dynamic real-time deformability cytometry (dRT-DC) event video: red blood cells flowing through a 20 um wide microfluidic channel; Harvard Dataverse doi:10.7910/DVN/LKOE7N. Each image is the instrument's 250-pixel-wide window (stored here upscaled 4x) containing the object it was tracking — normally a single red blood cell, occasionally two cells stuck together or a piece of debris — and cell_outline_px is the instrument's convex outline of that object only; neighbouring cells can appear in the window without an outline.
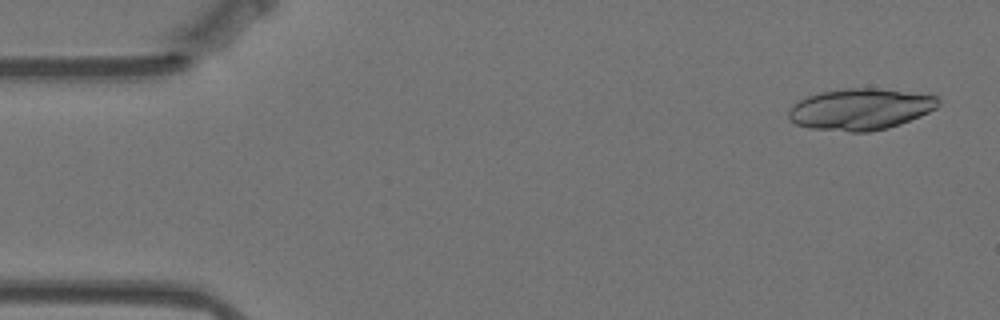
{"species": "Egyptian fruit bat (a non-hibernating species)", "species_latin": "Rousettus aegyptiacus", "temperature_condition": "warm", "stored_images_in_passage": 55, "segment_of_instrument_passage": [1, 2], "camera_frame_rate_fps": 3000, "um_per_image_px": 0.085, "animal": {"sex": "female"}, "frame": {"image": 1, "passage_image": 2, "time_ms": 0.333, "image_size_px": [1000, 320], "cell_outline_px": [[940, 104], [936, 108], [920, 116], [900, 124], [888, 128], [868, 132], [848, 132], [808, 128], [796, 124], [788, 120], [788, 108], [796, 100], [820, 92], [844, 88], [876, 88], [936, 96], [940, 100]], "centroid_in_image_um": [73.07, 9.29], "position_along_channel_um": 11.9, "area_um2": 36.36}}